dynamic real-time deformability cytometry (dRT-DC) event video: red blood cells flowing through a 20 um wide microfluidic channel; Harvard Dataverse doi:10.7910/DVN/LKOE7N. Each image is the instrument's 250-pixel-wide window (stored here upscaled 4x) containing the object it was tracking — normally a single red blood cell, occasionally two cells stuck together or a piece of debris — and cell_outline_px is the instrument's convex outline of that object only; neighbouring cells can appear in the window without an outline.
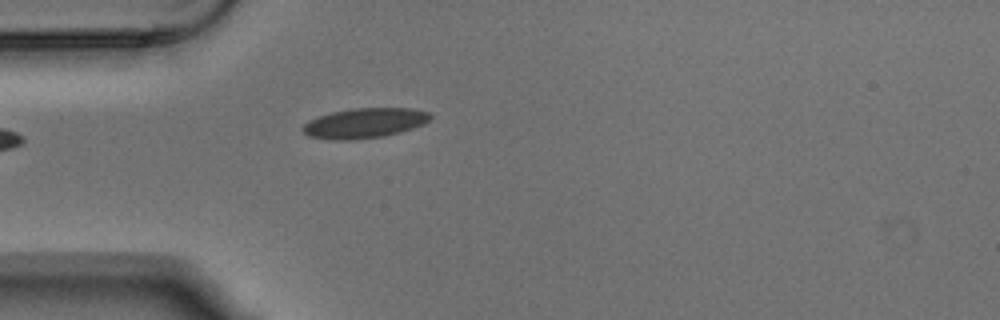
{"species": "Egyptian fruit bat (a non-hibernating species)", "species_latin": "Rousettus aegyptiacus", "temperature_condition": "warm", "stored_images_in_passage": 2, "camera_frame_rate_fps": 3000, "um_per_image_px": 0.085, "animal": {"sex": "male"}, "frame": {"image": 1, "passage_image": 2, "time_ms": 0.333, "image_size_px": [1000, 320], "cell_outline_px": [[432, 116], [424, 124], [400, 132], [384, 136], [352, 140], [332, 140], [308, 136], [300, 128], [308, 120], [332, 112], [352, 108], [412, 108], [428, 112]], "centroid_in_image_um": [30.96, 10.46], "position_along_channel_um": 54.0, "area_um2": 22.31}}